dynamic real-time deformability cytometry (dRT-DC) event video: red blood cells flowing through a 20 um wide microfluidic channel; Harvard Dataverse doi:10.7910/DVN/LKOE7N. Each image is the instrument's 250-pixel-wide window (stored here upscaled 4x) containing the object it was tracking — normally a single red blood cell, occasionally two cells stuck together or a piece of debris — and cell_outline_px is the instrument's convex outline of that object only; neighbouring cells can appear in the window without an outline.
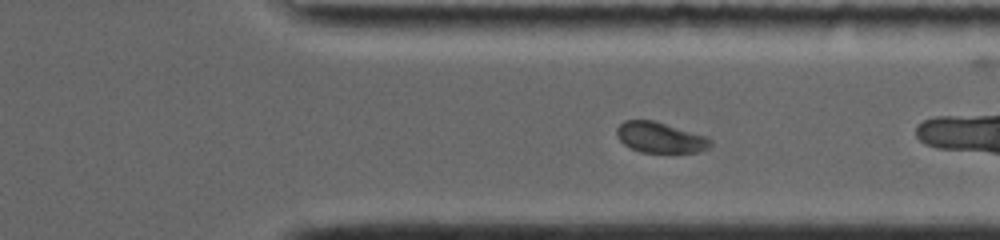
{"species": "common noctule bat (a hibernating species)", "species_latin": "Nyctalus noctula", "temperature_condition": "room temperature", "stored_images_in_passage": 18, "camera_frame_rate_fps": 4000, "um_per_image_px": 0.085, "animal": {"sex": "female", "body_mass_g": 19.0, "forearm_length_mm": 56.7}, "frame": {"image": 1, "passage_image": 13, "time_ms": 7.5, "image_size_px": [1000, 240], "cell_outline_px": [[712, 144], [708, 148], [700, 152], [640, 152], [624, 144], [616, 136], [616, 128], [624, 120], [652, 120], [708, 136], [712, 140]], "centroid_in_image_um": [56.13, 11.68], "position_along_channel_um": 355.3, "area_um2": 16.76}}